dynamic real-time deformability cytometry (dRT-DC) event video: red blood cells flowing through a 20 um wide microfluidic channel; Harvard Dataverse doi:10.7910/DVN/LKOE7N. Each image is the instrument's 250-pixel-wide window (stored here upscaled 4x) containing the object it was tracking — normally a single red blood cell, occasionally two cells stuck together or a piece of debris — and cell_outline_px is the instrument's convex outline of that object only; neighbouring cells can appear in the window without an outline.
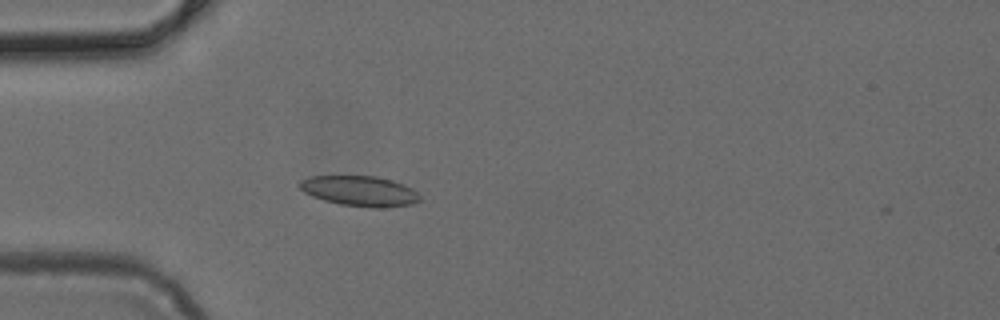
{"species": "common noctule bat (a hibernating species)", "species_latin": "Nyctalus noctula", "temperature_condition": "cold", "stored_images_in_passage": 1, "camera_frame_rate_fps": 3000, "um_per_image_px": 0.085, "animal": {"sex": "female", "body_mass_g": 24.6, "forearm_length_mm": 56.2}, "frame": {"image": 1, "passage_image": 1, "time_ms": 0.0, "image_size_px": [1000, 320], "cell_outline_px": [[420, 200], [412, 204], [384, 208], [376, 208], [340, 204], [324, 200], [312, 196], [304, 192], [300, 188], [300, 180], [308, 176], [376, 176], [392, 180], [404, 184], [412, 188], [420, 196]], "centroid_in_image_um": [30.59, 16.23], "position_along_channel_um": 54.4, "area_um2": 21.21}}